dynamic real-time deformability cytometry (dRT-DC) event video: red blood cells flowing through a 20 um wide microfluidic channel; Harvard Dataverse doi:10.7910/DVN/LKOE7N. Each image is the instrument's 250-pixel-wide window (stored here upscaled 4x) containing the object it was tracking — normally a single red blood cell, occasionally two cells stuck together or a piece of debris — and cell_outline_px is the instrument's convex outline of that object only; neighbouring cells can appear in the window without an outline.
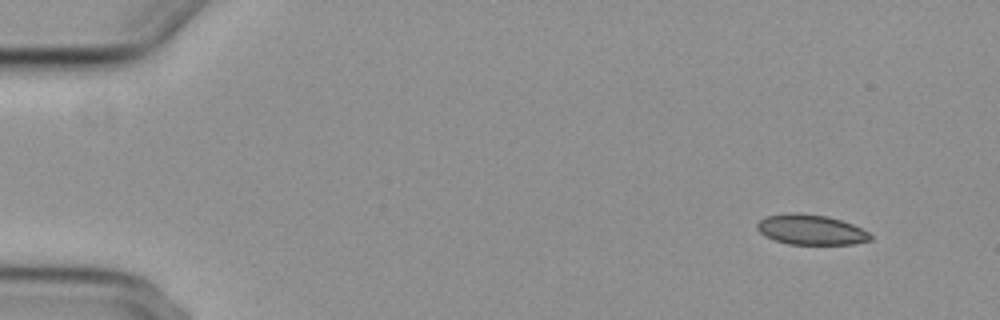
{"species": "common noctule bat (a hibernating species)", "species_latin": "Nyctalus noctula", "temperature_condition": "cold", "stored_images_in_passage": 4, "camera_frame_rate_fps": 3000, "um_per_image_px": 0.085, "animal": {"sex": "female", "body_mass_g": 29.2, "forearm_length_mm": 56.3}, "frame": {"image": 1, "passage_image": 1, "time_ms": 0.0, "image_size_px": [1000, 320], "cell_outline_px": [[872, 240], [852, 244], [788, 244], [764, 236], [756, 228], [756, 224], [764, 216], [788, 212], [796, 212], [828, 216], [852, 224], [868, 232], [872, 236]], "centroid_in_image_um": [68.89, 19.51], "position_along_channel_um": 16.1, "area_um2": 20.0}}
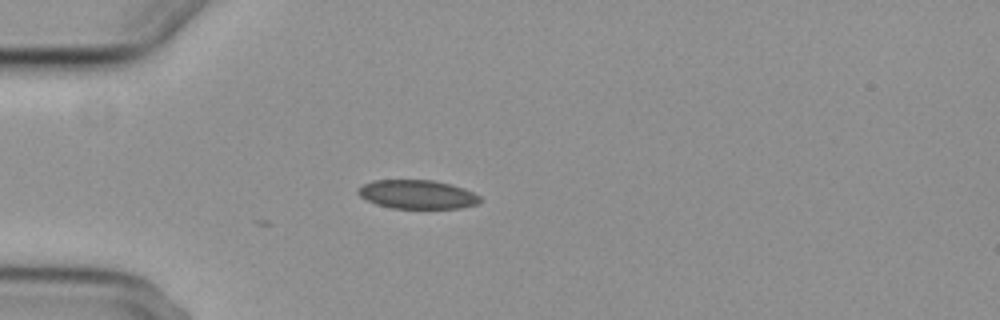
{"frame": {"image": 2, "passage_image": 4, "time_ms": 3.667, "image_size_px": [1000, 320], "cell_outline_px": [[480, 200], [476, 204], [460, 208], [392, 208], [376, 204], [360, 196], [356, 192], [356, 188], [372, 180], [432, 180], [464, 188], [480, 196]], "centroid_in_image_um": [35.43, 16.52], "position_along_channel_um": 49.6, "area_um2": 20.35}}